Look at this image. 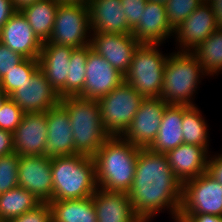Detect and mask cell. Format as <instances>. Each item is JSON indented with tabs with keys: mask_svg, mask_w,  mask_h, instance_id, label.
I'll list each match as a JSON object with an SVG mask.
<instances>
[{
	"mask_svg": "<svg viewBox=\"0 0 222 222\" xmlns=\"http://www.w3.org/2000/svg\"><path fill=\"white\" fill-rule=\"evenodd\" d=\"M182 190L183 184L171 170L166 154L153 152L149 148L139 150L128 195L141 222L153 220L165 208L176 221L181 210Z\"/></svg>",
	"mask_w": 222,
	"mask_h": 222,
	"instance_id": "1",
	"label": "cell"
},
{
	"mask_svg": "<svg viewBox=\"0 0 222 222\" xmlns=\"http://www.w3.org/2000/svg\"><path fill=\"white\" fill-rule=\"evenodd\" d=\"M19 157L16 152L0 156V194L18 187Z\"/></svg>",
	"mask_w": 222,
	"mask_h": 222,
	"instance_id": "33",
	"label": "cell"
},
{
	"mask_svg": "<svg viewBox=\"0 0 222 222\" xmlns=\"http://www.w3.org/2000/svg\"><path fill=\"white\" fill-rule=\"evenodd\" d=\"M148 0H121L124 8L128 26L132 30L140 20L141 14L145 11Z\"/></svg>",
	"mask_w": 222,
	"mask_h": 222,
	"instance_id": "36",
	"label": "cell"
},
{
	"mask_svg": "<svg viewBox=\"0 0 222 222\" xmlns=\"http://www.w3.org/2000/svg\"><path fill=\"white\" fill-rule=\"evenodd\" d=\"M38 68V59L25 58L0 79V88L9 97L15 90L31 82L32 75Z\"/></svg>",
	"mask_w": 222,
	"mask_h": 222,
	"instance_id": "31",
	"label": "cell"
},
{
	"mask_svg": "<svg viewBox=\"0 0 222 222\" xmlns=\"http://www.w3.org/2000/svg\"><path fill=\"white\" fill-rule=\"evenodd\" d=\"M7 222H52V209L49 203H41L36 208Z\"/></svg>",
	"mask_w": 222,
	"mask_h": 222,
	"instance_id": "35",
	"label": "cell"
},
{
	"mask_svg": "<svg viewBox=\"0 0 222 222\" xmlns=\"http://www.w3.org/2000/svg\"><path fill=\"white\" fill-rule=\"evenodd\" d=\"M208 76L222 71V29L217 28L204 42L191 52Z\"/></svg>",
	"mask_w": 222,
	"mask_h": 222,
	"instance_id": "29",
	"label": "cell"
},
{
	"mask_svg": "<svg viewBox=\"0 0 222 222\" xmlns=\"http://www.w3.org/2000/svg\"><path fill=\"white\" fill-rule=\"evenodd\" d=\"M24 59L25 57L19 53L12 51L3 43H0V79Z\"/></svg>",
	"mask_w": 222,
	"mask_h": 222,
	"instance_id": "37",
	"label": "cell"
},
{
	"mask_svg": "<svg viewBox=\"0 0 222 222\" xmlns=\"http://www.w3.org/2000/svg\"><path fill=\"white\" fill-rule=\"evenodd\" d=\"M159 46L140 44L124 75V80L144 98L161 96L164 68L169 55H164Z\"/></svg>",
	"mask_w": 222,
	"mask_h": 222,
	"instance_id": "6",
	"label": "cell"
},
{
	"mask_svg": "<svg viewBox=\"0 0 222 222\" xmlns=\"http://www.w3.org/2000/svg\"><path fill=\"white\" fill-rule=\"evenodd\" d=\"M181 222H222V216L197 214V215H179Z\"/></svg>",
	"mask_w": 222,
	"mask_h": 222,
	"instance_id": "40",
	"label": "cell"
},
{
	"mask_svg": "<svg viewBox=\"0 0 222 222\" xmlns=\"http://www.w3.org/2000/svg\"><path fill=\"white\" fill-rule=\"evenodd\" d=\"M8 96L5 95L4 91L0 88V108H1V105L3 103V101L7 98Z\"/></svg>",
	"mask_w": 222,
	"mask_h": 222,
	"instance_id": "45",
	"label": "cell"
},
{
	"mask_svg": "<svg viewBox=\"0 0 222 222\" xmlns=\"http://www.w3.org/2000/svg\"><path fill=\"white\" fill-rule=\"evenodd\" d=\"M37 1H42V0H12L13 6L16 9V11H20L24 7L32 5Z\"/></svg>",
	"mask_w": 222,
	"mask_h": 222,
	"instance_id": "43",
	"label": "cell"
},
{
	"mask_svg": "<svg viewBox=\"0 0 222 222\" xmlns=\"http://www.w3.org/2000/svg\"><path fill=\"white\" fill-rule=\"evenodd\" d=\"M24 113L46 112L60 103L58 92L38 68L27 82L9 96Z\"/></svg>",
	"mask_w": 222,
	"mask_h": 222,
	"instance_id": "15",
	"label": "cell"
},
{
	"mask_svg": "<svg viewBox=\"0 0 222 222\" xmlns=\"http://www.w3.org/2000/svg\"><path fill=\"white\" fill-rule=\"evenodd\" d=\"M87 4L92 33L132 34L121 0H89Z\"/></svg>",
	"mask_w": 222,
	"mask_h": 222,
	"instance_id": "21",
	"label": "cell"
},
{
	"mask_svg": "<svg viewBox=\"0 0 222 222\" xmlns=\"http://www.w3.org/2000/svg\"><path fill=\"white\" fill-rule=\"evenodd\" d=\"M183 105L170 104L164 112L156 139L148 147L151 151L167 154L183 144Z\"/></svg>",
	"mask_w": 222,
	"mask_h": 222,
	"instance_id": "24",
	"label": "cell"
},
{
	"mask_svg": "<svg viewBox=\"0 0 222 222\" xmlns=\"http://www.w3.org/2000/svg\"><path fill=\"white\" fill-rule=\"evenodd\" d=\"M139 45L132 34L96 32L92 33L90 38L91 49L123 75L128 71L133 54Z\"/></svg>",
	"mask_w": 222,
	"mask_h": 222,
	"instance_id": "12",
	"label": "cell"
},
{
	"mask_svg": "<svg viewBox=\"0 0 222 222\" xmlns=\"http://www.w3.org/2000/svg\"><path fill=\"white\" fill-rule=\"evenodd\" d=\"M222 216V185L207 171L183 183L179 215Z\"/></svg>",
	"mask_w": 222,
	"mask_h": 222,
	"instance_id": "9",
	"label": "cell"
},
{
	"mask_svg": "<svg viewBox=\"0 0 222 222\" xmlns=\"http://www.w3.org/2000/svg\"><path fill=\"white\" fill-rule=\"evenodd\" d=\"M205 0H168L165 4L167 21L172 30L195 11Z\"/></svg>",
	"mask_w": 222,
	"mask_h": 222,
	"instance_id": "32",
	"label": "cell"
},
{
	"mask_svg": "<svg viewBox=\"0 0 222 222\" xmlns=\"http://www.w3.org/2000/svg\"><path fill=\"white\" fill-rule=\"evenodd\" d=\"M52 222H97L92 196L83 199L50 201Z\"/></svg>",
	"mask_w": 222,
	"mask_h": 222,
	"instance_id": "26",
	"label": "cell"
},
{
	"mask_svg": "<svg viewBox=\"0 0 222 222\" xmlns=\"http://www.w3.org/2000/svg\"><path fill=\"white\" fill-rule=\"evenodd\" d=\"M215 14V21L218 28L222 29V0H205Z\"/></svg>",
	"mask_w": 222,
	"mask_h": 222,
	"instance_id": "42",
	"label": "cell"
},
{
	"mask_svg": "<svg viewBox=\"0 0 222 222\" xmlns=\"http://www.w3.org/2000/svg\"><path fill=\"white\" fill-rule=\"evenodd\" d=\"M208 149L209 147L183 143L166 154L171 170L182 184L207 171L208 158L211 156Z\"/></svg>",
	"mask_w": 222,
	"mask_h": 222,
	"instance_id": "20",
	"label": "cell"
},
{
	"mask_svg": "<svg viewBox=\"0 0 222 222\" xmlns=\"http://www.w3.org/2000/svg\"><path fill=\"white\" fill-rule=\"evenodd\" d=\"M144 97L125 80L97 100L105 130L110 136H121L131 124Z\"/></svg>",
	"mask_w": 222,
	"mask_h": 222,
	"instance_id": "8",
	"label": "cell"
},
{
	"mask_svg": "<svg viewBox=\"0 0 222 222\" xmlns=\"http://www.w3.org/2000/svg\"><path fill=\"white\" fill-rule=\"evenodd\" d=\"M59 3H84L87 4L89 0H56Z\"/></svg>",
	"mask_w": 222,
	"mask_h": 222,
	"instance_id": "44",
	"label": "cell"
},
{
	"mask_svg": "<svg viewBox=\"0 0 222 222\" xmlns=\"http://www.w3.org/2000/svg\"><path fill=\"white\" fill-rule=\"evenodd\" d=\"M89 53V44L74 48L71 56L66 85L58 92L60 98L78 96L82 91L86 78V62Z\"/></svg>",
	"mask_w": 222,
	"mask_h": 222,
	"instance_id": "30",
	"label": "cell"
},
{
	"mask_svg": "<svg viewBox=\"0 0 222 222\" xmlns=\"http://www.w3.org/2000/svg\"><path fill=\"white\" fill-rule=\"evenodd\" d=\"M172 35L165 4L148 0L139 22L132 29V36L140 44L161 45Z\"/></svg>",
	"mask_w": 222,
	"mask_h": 222,
	"instance_id": "19",
	"label": "cell"
},
{
	"mask_svg": "<svg viewBox=\"0 0 222 222\" xmlns=\"http://www.w3.org/2000/svg\"><path fill=\"white\" fill-rule=\"evenodd\" d=\"M124 81V75L114 69L105 58L91 49L86 62V78L78 97L98 100Z\"/></svg>",
	"mask_w": 222,
	"mask_h": 222,
	"instance_id": "13",
	"label": "cell"
},
{
	"mask_svg": "<svg viewBox=\"0 0 222 222\" xmlns=\"http://www.w3.org/2000/svg\"><path fill=\"white\" fill-rule=\"evenodd\" d=\"M58 6L56 0H42L20 10L42 43L51 36Z\"/></svg>",
	"mask_w": 222,
	"mask_h": 222,
	"instance_id": "25",
	"label": "cell"
},
{
	"mask_svg": "<svg viewBox=\"0 0 222 222\" xmlns=\"http://www.w3.org/2000/svg\"><path fill=\"white\" fill-rule=\"evenodd\" d=\"M47 132L45 112L25 113L12 133L14 152L19 156L46 155Z\"/></svg>",
	"mask_w": 222,
	"mask_h": 222,
	"instance_id": "16",
	"label": "cell"
},
{
	"mask_svg": "<svg viewBox=\"0 0 222 222\" xmlns=\"http://www.w3.org/2000/svg\"><path fill=\"white\" fill-rule=\"evenodd\" d=\"M45 115L48 129L46 155L51 158L74 155L72 127L66 109L59 103Z\"/></svg>",
	"mask_w": 222,
	"mask_h": 222,
	"instance_id": "18",
	"label": "cell"
},
{
	"mask_svg": "<svg viewBox=\"0 0 222 222\" xmlns=\"http://www.w3.org/2000/svg\"><path fill=\"white\" fill-rule=\"evenodd\" d=\"M196 105H183L182 134L184 144L209 147V126Z\"/></svg>",
	"mask_w": 222,
	"mask_h": 222,
	"instance_id": "28",
	"label": "cell"
},
{
	"mask_svg": "<svg viewBox=\"0 0 222 222\" xmlns=\"http://www.w3.org/2000/svg\"><path fill=\"white\" fill-rule=\"evenodd\" d=\"M151 1H155V2H158V3L166 4L168 0H151Z\"/></svg>",
	"mask_w": 222,
	"mask_h": 222,
	"instance_id": "46",
	"label": "cell"
},
{
	"mask_svg": "<svg viewBox=\"0 0 222 222\" xmlns=\"http://www.w3.org/2000/svg\"><path fill=\"white\" fill-rule=\"evenodd\" d=\"M53 201L83 199L97 190L95 161L91 156L74 154L51 158Z\"/></svg>",
	"mask_w": 222,
	"mask_h": 222,
	"instance_id": "3",
	"label": "cell"
},
{
	"mask_svg": "<svg viewBox=\"0 0 222 222\" xmlns=\"http://www.w3.org/2000/svg\"><path fill=\"white\" fill-rule=\"evenodd\" d=\"M169 105L160 97L144 98L121 137L140 148H148L156 139L165 109Z\"/></svg>",
	"mask_w": 222,
	"mask_h": 222,
	"instance_id": "10",
	"label": "cell"
},
{
	"mask_svg": "<svg viewBox=\"0 0 222 222\" xmlns=\"http://www.w3.org/2000/svg\"><path fill=\"white\" fill-rule=\"evenodd\" d=\"M16 12L12 0H0V28Z\"/></svg>",
	"mask_w": 222,
	"mask_h": 222,
	"instance_id": "41",
	"label": "cell"
},
{
	"mask_svg": "<svg viewBox=\"0 0 222 222\" xmlns=\"http://www.w3.org/2000/svg\"><path fill=\"white\" fill-rule=\"evenodd\" d=\"M14 152L13 134L0 129V156H5Z\"/></svg>",
	"mask_w": 222,
	"mask_h": 222,
	"instance_id": "39",
	"label": "cell"
},
{
	"mask_svg": "<svg viewBox=\"0 0 222 222\" xmlns=\"http://www.w3.org/2000/svg\"><path fill=\"white\" fill-rule=\"evenodd\" d=\"M1 43L28 59H38L43 44L21 11H16L1 28Z\"/></svg>",
	"mask_w": 222,
	"mask_h": 222,
	"instance_id": "17",
	"label": "cell"
},
{
	"mask_svg": "<svg viewBox=\"0 0 222 222\" xmlns=\"http://www.w3.org/2000/svg\"><path fill=\"white\" fill-rule=\"evenodd\" d=\"M74 48L43 43L38 57L39 69L51 86L59 92L66 85L70 56Z\"/></svg>",
	"mask_w": 222,
	"mask_h": 222,
	"instance_id": "23",
	"label": "cell"
},
{
	"mask_svg": "<svg viewBox=\"0 0 222 222\" xmlns=\"http://www.w3.org/2000/svg\"><path fill=\"white\" fill-rule=\"evenodd\" d=\"M140 149L121 136H110L93 156L97 187L128 193L133 184Z\"/></svg>",
	"mask_w": 222,
	"mask_h": 222,
	"instance_id": "2",
	"label": "cell"
},
{
	"mask_svg": "<svg viewBox=\"0 0 222 222\" xmlns=\"http://www.w3.org/2000/svg\"><path fill=\"white\" fill-rule=\"evenodd\" d=\"M18 186L29 191L42 203L53 201L51 157L20 156Z\"/></svg>",
	"mask_w": 222,
	"mask_h": 222,
	"instance_id": "11",
	"label": "cell"
},
{
	"mask_svg": "<svg viewBox=\"0 0 222 222\" xmlns=\"http://www.w3.org/2000/svg\"><path fill=\"white\" fill-rule=\"evenodd\" d=\"M203 76L208 75L191 52H172L165 63L160 98L168 104L196 105L192 100Z\"/></svg>",
	"mask_w": 222,
	"mask_h": 222,
	"instance_id": "5",
	"label": "cell"
},
{
	"mask_svg": "<svg viewBox=\"0 0 222 222\" xmlns=\"http://www.w3.org/2000/svg\"><path fill=\"white\" fill-rule=\"evenodd\" d=\"M60 104L70 119L75 154L93 157L110 137L104 128L97 100L67 96L60 98Z\"/></svg>",
	"mask_w": 222,
	"mask_h": 222,
	"instance_id": "4",
	"label": "cell"
},
{
	"mask_svg": "<svg viewBox=\"0 0 222 222\" xmlns=\"http://www.w3.org/2000/svg\"><path fill=\"white\" fill-rule=\"evenodd\" d=\"M91 36L88 4L59 3L51 36L44 43L80 48L90 44Z\"/></svg>",
	"mask_w": 222,
	"mask_h": 222,
	"instance_id": "7",
	"label": "cell"
},
{
	"mask_svg": "<svg viewBox=\"0 0 222 222\" xmlns=\"http://www.w3.org/2000/svg\"><path fill=\"white\" fill-rule=\"evenodd\" d=\"M41 203L29 191L19 186L0 194V222L18 217Z\"/></svg>",
	"mask_w": 222,
	"mask_h": 222,
	"instance_id": "27",
	"label": "cell"
},
{
	"mask_svg": "<svg viewBox=\"0 0 222 222\" xmlns=\"http://www.w3.org/2000/svg\"><path fill=\"white\" fill-rule=\"evenodd\" d=\"M207 172L222 185V156L213 155L208 158Z\"/></svg>",
	"mask_w": 222,
	"mask_h": 222,
	"instance_id": "38",
	"label": "cell"
},
{
	"mask_svg": "<svg viewBox=\"0 0 222 222\" xmlns=\"http://www.w3.org/2000/svg\"><path fill=\"white\" fill-rule=\"evenodd\" d=\"M24 114L16 103L7 97L0 108V129L13 133L20 125Z\"/></svg>",
	"mask_w": 222,
	"mask_h": 222,
	"instance_id": "34",
	"label": "cell"
},
{
	"mask_svg": "<svg viewBox=\"0 0 222 222\" xmlns=\"http://www.w3.org/2000/svg\"><path fill=\"white\" fill-rule=\"evenodd\" d=\"M92 200L97 222H141L135 215L128 193L98 187Z\"/></svg>",
	"mask_w": 222,
	"mask_h": 222,
	"instance_id": "22",
	"label": "cell"
},
{
	"mask_svg": "<svg viewBox=\"0 0 222 222\" xmlns=\"http://www.w3.org/2000/svg\"><path fill=\"white\" fill-rule=\"evenodd\" d=\"M217 28L215 14L204 1L183 23L173 30L172 36H174L173 38L176 39L175 42L179 46L177 52H192Z\"/></svg>",
	"mask_w": 222,
	"mask_h": 222,
	"instance_id": "14",
	"label": "cell"
}]
</instances>
